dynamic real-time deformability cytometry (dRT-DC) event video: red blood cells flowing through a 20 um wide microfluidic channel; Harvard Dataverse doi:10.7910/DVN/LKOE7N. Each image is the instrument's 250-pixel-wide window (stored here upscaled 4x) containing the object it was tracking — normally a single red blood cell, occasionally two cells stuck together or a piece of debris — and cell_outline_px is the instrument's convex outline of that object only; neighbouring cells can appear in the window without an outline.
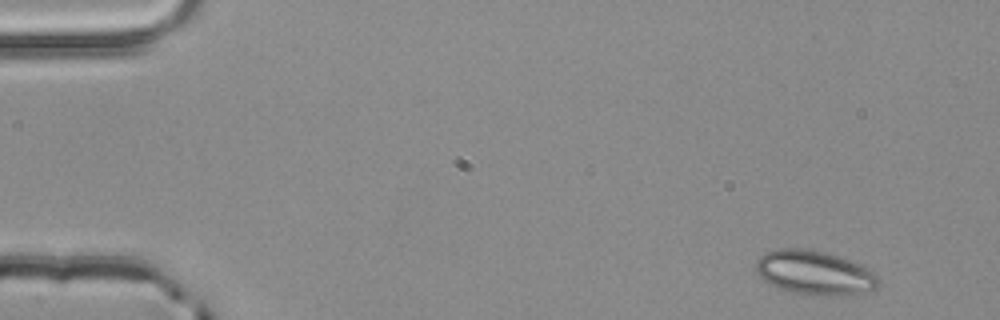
{"species": "common noctule bat (a hibernating species)", "species_latin": "Nyctalus noctula", "temperature_condition": "room temperature", "stored_images_in_passage": 3, "camera_frame_rate_fps": 3000, "um_per_image_px": 0.085, "animal": {"sex": "male", "body_mass_g": 20.4}, "frame": {"image": 1, "passage_image": 1, "time_ms": 0.0, "image_size_px": [1000, 320], "cell_outline_px": [[880, 284], [876, 288], [856, 292], [788, 292], [776, 288], [768, 284], [756, 272], [756, 260], [764, 252], [784, 248], [804, 248], [836, 256], [848, 260], [876, 272], [880, 280]], "centroid_in_image_um": [69.15, 23.12], "position_along_channel_um": 15.9, "area_um2": 30.23}}